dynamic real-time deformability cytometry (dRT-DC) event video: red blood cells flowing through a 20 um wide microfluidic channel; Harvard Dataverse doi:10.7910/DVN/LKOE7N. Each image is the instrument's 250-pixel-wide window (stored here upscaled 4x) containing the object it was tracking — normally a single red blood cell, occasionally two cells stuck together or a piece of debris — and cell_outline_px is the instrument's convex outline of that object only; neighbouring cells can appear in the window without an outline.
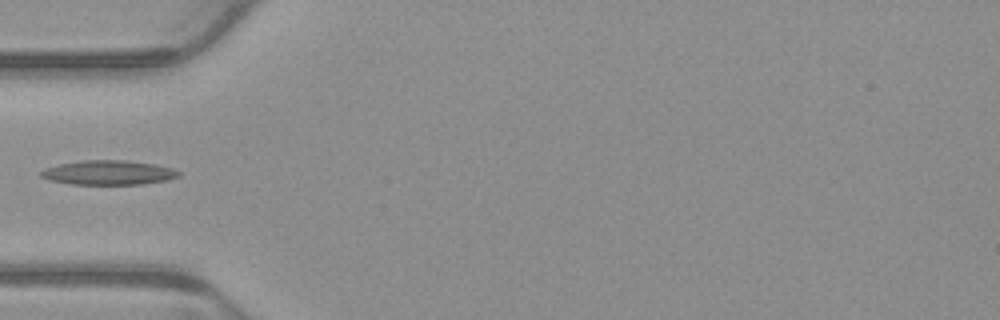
{"species": "common noctule bat (a hibernating species)", "species_latin": "Nyctalus noctula", "temperature_condition": "warm", "stored_images_in_passage": 5, "camera_frame_rate_fps": 3000, "um_per_image_px": 0.085, "animal": {"sex": "male", "body_mass_g": 23.1, "forearm_length_mm": 52.7}, "frame": {"image": 1, "passage_image": 4, "time_ms": 1.0, "image_size_px": [1000, 320], "cell_outline_px": [[180, 176], [164, 180], [140, 184], [72, 184], [52, 180], [40, 176], [40, 172], [44, 168], [60, 164], [84, 160], [124, 160], [156, 164], [172, 168], [180, 172]], "centroid_in_image_um": [9.22, 14.66], "position_along_channel_um": 75.8, "area_um2": 19.36}}
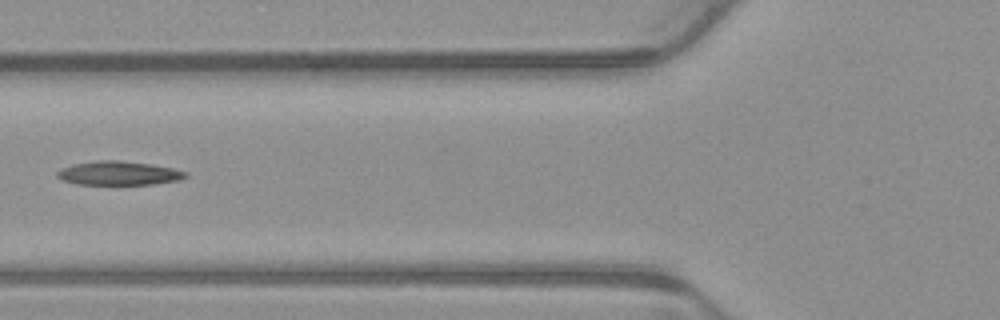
{"frame": {"image": 2, "passage_image": 5, "time_ms": 1.333, "image_size_px": [1000, 320], "cell_outline_px": [[188, 176], [180, 180], [156, 184], [76, 184], [60, 180], [56, 176], [56, 172], [60, 168], [72, 164], [96, 160], [120, 160], [152, 164], [172, 168], [188, 172]], "centroid_in_image_um": [10.07, 14.71], "position_along_channel_um": 115.7, "area_um2": 18.15}}